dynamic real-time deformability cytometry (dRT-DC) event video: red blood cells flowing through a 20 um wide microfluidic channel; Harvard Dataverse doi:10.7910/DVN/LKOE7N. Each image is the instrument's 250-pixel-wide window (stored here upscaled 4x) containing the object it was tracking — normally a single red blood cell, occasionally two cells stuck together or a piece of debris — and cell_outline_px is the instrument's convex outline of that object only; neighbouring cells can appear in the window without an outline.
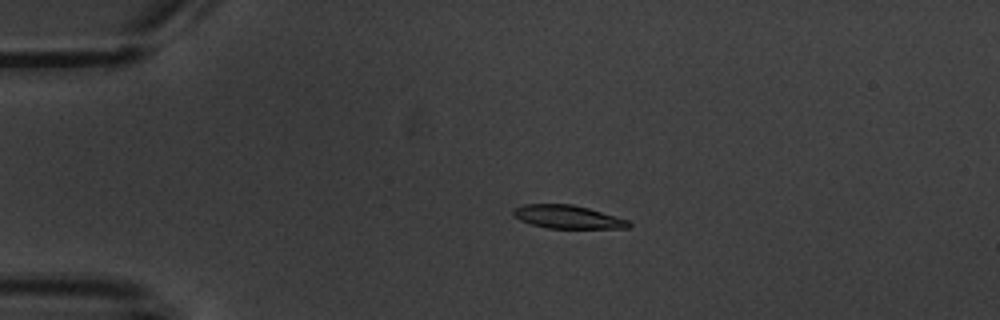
{"species": "common noctule bat (a hibernating species)", "species_latin": "Nyctalus noctula", "temperature_condition": "warm", "stored_images_in_passage": 6, "camera_frame_rate_fps": 3000, "um_per_image_px": 0.085, "animal": {"sex": "male", "body_mass_g": 20.1, "forearm_length_mm": 53.5}, "frame": {"image": 1, "passage_image": 4, "time_ms": 3.667, "image_size_px": [1000, 320], "cell_outline_px": [[632, 224], [628, 228], [548, 228], [532, 224], [520, 220], [512, 216], [512, 208], [524, 204], [572, 204], [588, 208], [616, 216], [628, 220]], "centroid_in_image_um": [48.21, 18.43], "position_along_channel_um": 36.8, "area_um2": 15.66}}
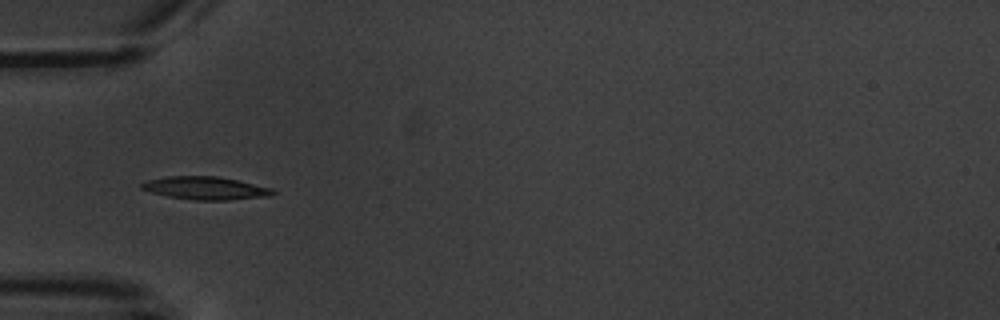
{"frame": {"image": 2, "passage_image": 6, "time_ms": 5.667, "image_size_px": [1000, 320], "cell_outline_px": [[276, 192], [272, 196], [228, 200], [196, 200], [168, 196], [152, 192], [140, 188], [140, 184], [148, 180], [168, 176], [216, 176], [236, 180], [272, 188]], "centroid_in_image_um": [17.49, 15.99], "position_along_channel_um": 67.5, "area_um2": 17.4}}